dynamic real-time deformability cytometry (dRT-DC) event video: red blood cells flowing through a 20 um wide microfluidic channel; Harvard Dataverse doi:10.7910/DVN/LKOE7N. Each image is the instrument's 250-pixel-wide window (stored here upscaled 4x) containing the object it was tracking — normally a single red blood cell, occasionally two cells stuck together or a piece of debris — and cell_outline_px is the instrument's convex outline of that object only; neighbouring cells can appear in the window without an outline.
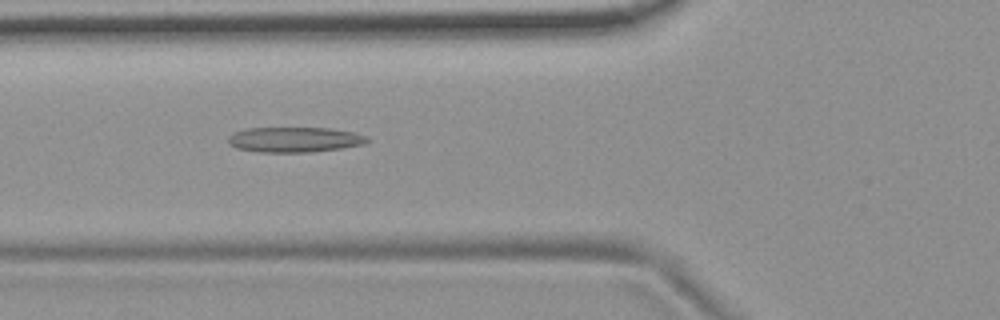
{"species": "common noctule bat (a hibernating species)", "species_latin": "Nyctalus noctula", "temperature_condition": "room temperature", "stored_images_in_passage": 54, "camera_frame_rate_fps": 3000, "um_per_image_px": 0.085, "animal": {"sex": "female", "body_mass_g": 19.9}, "frame": {"image": 1, "passage_image": 20, "time_ms": 6.333, "image_size_px": [1000, 320], "cell_outline_px": [[372, 140], [364, 144], [340, 148], [312, 152], [260, 152], [236, 148], [228, 144], [228, 136], [244, 128], [332, 128], [352, 132], [368, 136]], "centroid_in_image_um": [25.05, 11.86], "position_along_channel_um": 100.8, "area_um2": 20.52}}
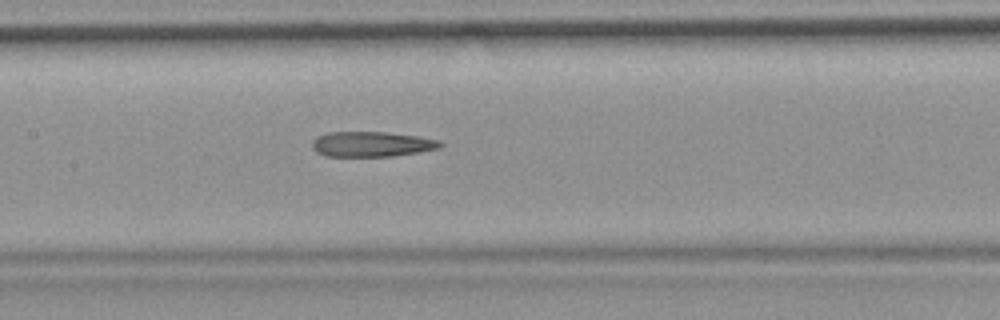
{"frame": {"image": 2, "passage_image": 26, "time_ms": 8.333, "image_size_px": [1000, 320], "cell_outline_px": [[444, 144], [440, 148], [392, 156], [324, 156], [316, 152], [312, 148], [312, 140], [328, 132], [388, 132], [416, 136], [440, 140]], "centroid_in_image_um": [31.59, 12.25], "position_along_channel_um": 175.8, "area_um2": 18.73}}
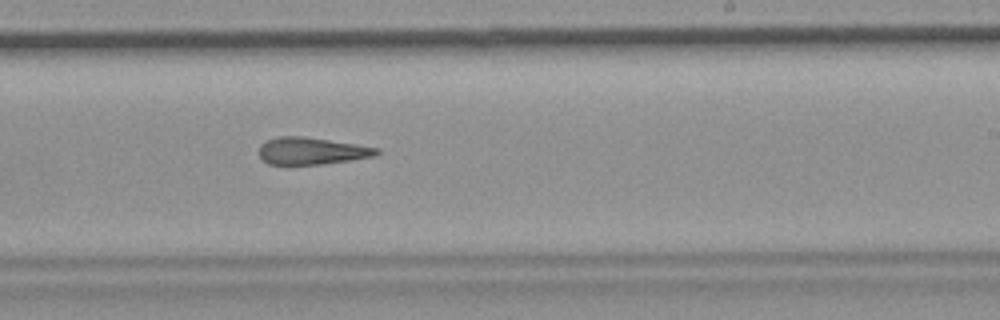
{"frame": {"image": 3, "passage_image": 33, "time_ms": 10.667, "image_size_px": [1000, 320], "cell_outline_px": [[380, 152], [376, 156], [324, 164], [268, 164], [260, 156], [260, 144], [264, 140], [280, 136], [304, 136], [356, 144], [380, 148]], "centroid_in_image_um": [26.5, 12.82], "position_along_channel_um": 262.5, "area_um2": 18.61}, "authors_computed_cell_mechanics": {"area_um2": 19.9988, "velocity_mm_per_s": 3.739, "shape_relaxation_time_tau1_ms": null, "shape_relaxation_time_tau2_ms": 5.8826, "deformation_change_tau1": null, "deformation_change_tau2": 0.1963}}